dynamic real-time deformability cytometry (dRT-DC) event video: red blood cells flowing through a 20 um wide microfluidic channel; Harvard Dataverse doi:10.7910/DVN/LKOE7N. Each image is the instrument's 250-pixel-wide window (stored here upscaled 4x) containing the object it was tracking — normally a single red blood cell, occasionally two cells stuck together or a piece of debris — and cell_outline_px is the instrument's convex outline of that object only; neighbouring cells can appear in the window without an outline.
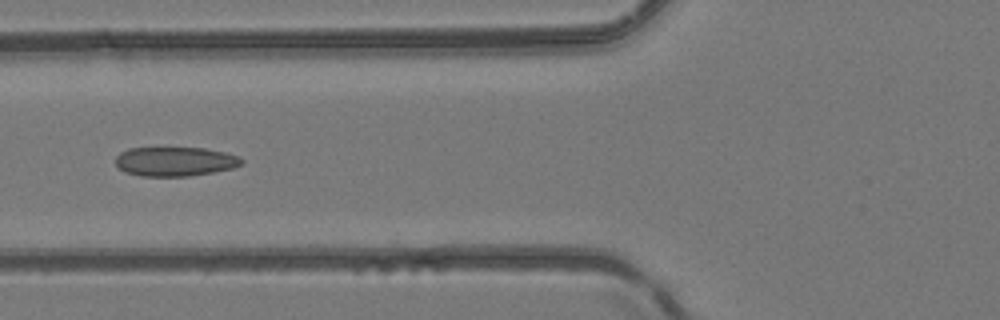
{"species": "common noctule bat (a hibernating species)", "species_latin": "Nyctalus noctula", "temperature_condition": "room temperature", "stored_images_in_passage": 5, "camera_frame_rate_fps": 3000, "um_per_image_px": 0.085, "animal": {"sex": "female", "body_mass_g": 24.6, "forearm_length_mm": 56.2}, "frame": {"image": 1, "passage_image": 5, "time_ms": 5.333, "image_size_px": [1000, 320], "cell_outline_px": [[244, 160], [240, 164], [232, 168], [212, 172], [188, 176], [140, 176], [124, 172], [116, 164], [116, 156], [120, 152], [128, 148], [204, 148], [224, 152], [240, 156]], "centroid_in_image_um": [14.86, 13.72], "position_along_channel_um": 110.9, "area_um2": 21.44}}